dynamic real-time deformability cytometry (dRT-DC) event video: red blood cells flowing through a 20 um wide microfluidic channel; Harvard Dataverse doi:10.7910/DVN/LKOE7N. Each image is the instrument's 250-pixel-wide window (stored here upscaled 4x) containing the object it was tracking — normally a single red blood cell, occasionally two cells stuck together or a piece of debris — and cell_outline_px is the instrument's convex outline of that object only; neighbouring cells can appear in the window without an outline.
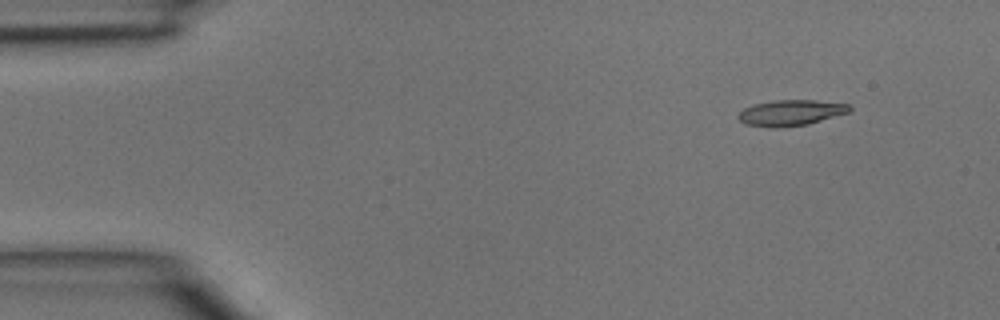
{"species": "common noctule bat (a hibernating species)", "species_latin": "Nyctalus noctula", "temperature_condition": "room temperature", "stored_images_in_passage": 4, "camera_frame_rate_fps": 3000, "um_per_image_px": 0.085, "animal": {"sex": "male", "body_mass_g": 15.6}, "frame": {"image": 1, "passage_image": 1, "time_ms": 0.0, "image_size_px": [1000, 320], "cell_outline_px": [[852, 108], [848, 112], [808, 124], [776, 128], [772, 128], [744, 124], [736, 116], [744, 108], [756, 104], [776, 100], [816, 100], [848, 104]], "centroid_in_image_um": [67.19, 9.59], "position_along_channel_um": 17.8, "area_um2": 16.59}}
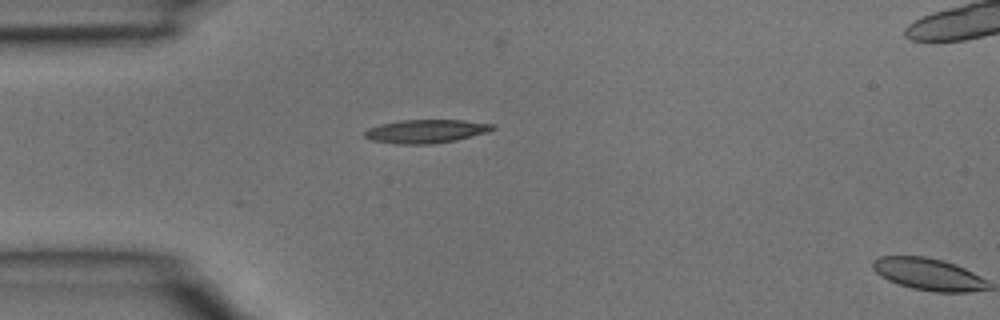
{"frame": {"image": 2, "passage_image": 3, "time_ms": 0.667, "image_size_px": [1000, 320], "cell_outline_px": [[496, 128], [488, 132], [456, 140], [432, 144], [392, 144], [372, 140], [364, 136], [364, 132], [368, 128], [380, 124], [400, 120], [464, 120], [492, 124]], "centroid_in_image_um": [36.19, 11.16], "position_along_channel_um": 48.8, "area_um2": 17.57}}